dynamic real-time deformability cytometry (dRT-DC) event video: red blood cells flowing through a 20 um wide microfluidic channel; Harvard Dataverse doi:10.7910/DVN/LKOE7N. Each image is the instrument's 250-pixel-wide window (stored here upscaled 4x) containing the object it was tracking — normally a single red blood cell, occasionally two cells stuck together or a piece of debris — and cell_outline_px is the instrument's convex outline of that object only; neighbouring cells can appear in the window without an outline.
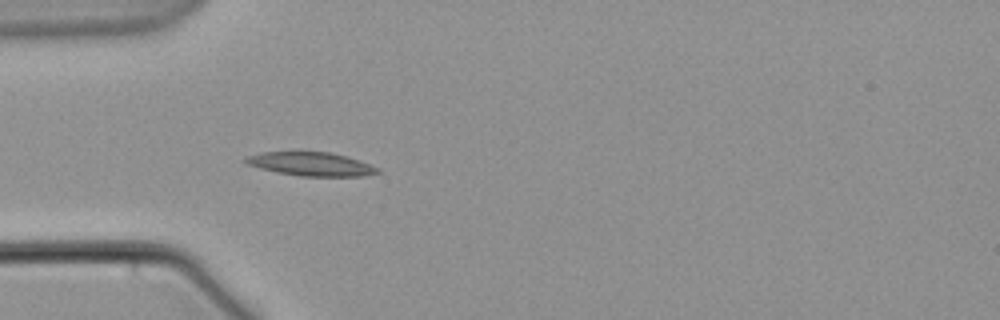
{"species": "common noctule bat (a hibernating species)", "species_latin": "Nyctalus noctula", "temperature_condition": "warm", "stored_images_in_passage": 3, "camera_frame_rate_fps": 3000, "um_per_image_px": 0.085, "animal": {"sex": "male", "body_mass_g": 21.5, "forearm_length_mm": 52.0}, "frame": {"image": 1, "passage_image": 3, "time_ms": 4.333, "image_size_px": [1000, 320], "cell_outline_px": [[384, 172], [364, 176], [300, 176], [276, 172], [260, 168], [248, 164], [240, 160], [248, 156], [260, 152], [292, 148], [300, 148], [328, 152], [344, 156], [380, 168]], "centroid_in_image_um": [26.35, 13.89], "position_along_channel_um": 58.7, "area_um2": 19.19}}